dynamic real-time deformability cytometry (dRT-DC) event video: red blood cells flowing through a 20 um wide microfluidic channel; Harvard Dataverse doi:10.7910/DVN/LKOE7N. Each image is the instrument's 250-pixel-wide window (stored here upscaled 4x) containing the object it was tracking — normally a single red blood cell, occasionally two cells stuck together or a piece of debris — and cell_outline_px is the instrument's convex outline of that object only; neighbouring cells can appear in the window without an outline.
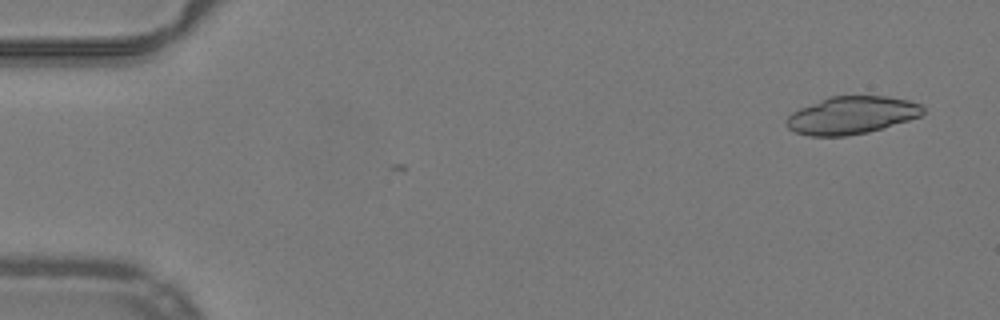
{"species": "common noctule bat (a hibernating species)", "species_latin": "Nyctalus noctula", "temperature_condition": "warm", "stored_images_in_passage": 3, "camera_frame_rate_fps": 3000, "um_per_image_px": 0.085, "animal": {"sex": "male", "body_mass_g": 19.2, "forearm_length_mm": 51.8}, "frame": {"image": 1, "passage_image": 3, "time_ms": 0.667, "image_size_px": [1000, 320], "cell_outline_px": [[924, 112], [920, 116], [908, 120], [868, 132], [844, 136], [808, 136], [796, 132], [788, 128], [784, 124], [784, 120], [792, 112], [800, 108], [832, 96], [888, 96], [908, 100], [920, 104], [924, 108]], "centroid_in_image_um": [72.36, 9.8], "position_along_channel_um": 12.6, "area_um2": 29.77}}